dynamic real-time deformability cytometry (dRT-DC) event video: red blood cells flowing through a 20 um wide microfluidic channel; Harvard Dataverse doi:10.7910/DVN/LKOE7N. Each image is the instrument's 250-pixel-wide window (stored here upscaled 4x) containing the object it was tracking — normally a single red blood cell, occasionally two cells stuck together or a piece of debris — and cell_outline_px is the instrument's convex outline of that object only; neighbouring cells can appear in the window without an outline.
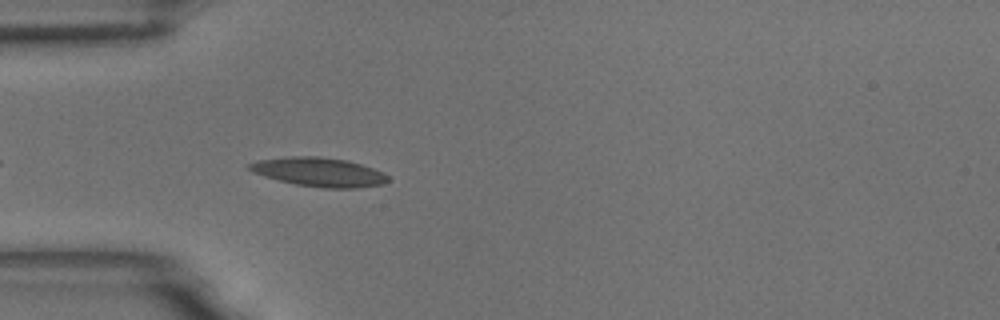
{"species": "common noctule bat (a hibernating species)", "species_latin": "Nyctalus noctula", "temperature_condition": "room temperature", "stored_images_in_passage": 21, "camera_frame_rate_fps": 3000, "um_per_image_px": 0.085, "animal": {"sex": "male", "body_mass_g": 18.8}, "frame": {"image": 1, "passage_image": 4, "time_ms": 1.0, "image_size_px": [1000, 320], "cell_outline_px": [[388, 180], [384, 184], [356, 188], [324, 188], [296, 184], [264, 176], [252, 172], [248, 168], [248, 164], [256, 160], [292, 156], [316, 156], [348, 160], [384, 172], [388, 176]], "centroid_in_image_um": [27.12, 14.62], "position_along_channel_um": 57.9, "area_um2": 23.35}}
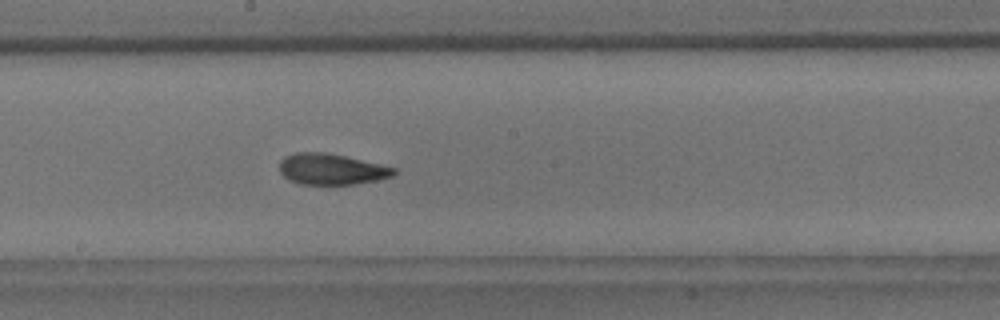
{"frame": {"image": 2, "passage_image": 18, "time_ms": 5.667, "image_size_px": [1000, 320], "cell_outline_px": [[396, 172], [392, 176], [376, 180], [356, 184], [300, 184], [288, 180], [280, 172], [280, 160], [284, 156], [296, 152], [324, 152], [344, 156], [396, 168]], "centroid_in_image_um": [28.13, 14.38], "position_along_channel_um": 220.1, "area_um2": 20.52}}